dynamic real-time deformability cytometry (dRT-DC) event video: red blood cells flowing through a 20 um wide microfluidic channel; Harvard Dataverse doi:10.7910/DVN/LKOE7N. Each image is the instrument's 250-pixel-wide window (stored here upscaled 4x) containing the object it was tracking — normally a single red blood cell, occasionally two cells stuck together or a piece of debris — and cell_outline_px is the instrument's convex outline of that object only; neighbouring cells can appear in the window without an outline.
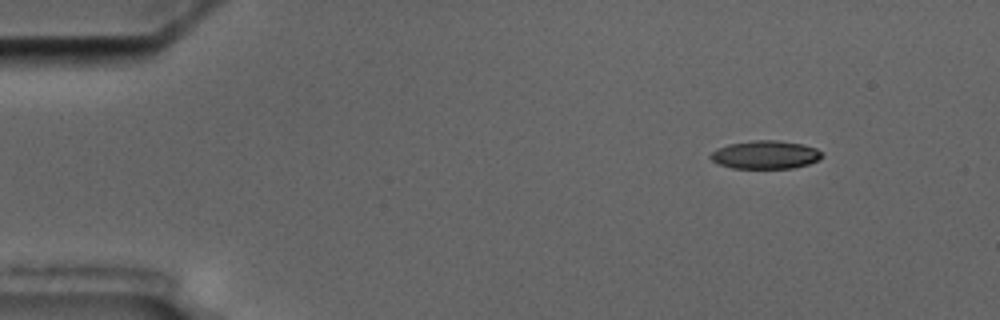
{"species": "common noctule bat (a hibernating species)", "species_latin": "Nyctalus noctula", "temperature_condition": "cold", "stored_images_in_passage": 4, "camera_frame_rate_fps": 3000, "um_per_image_px": 0.085, "animal": {"sex": "male", "body_mass_g": 17.5, "forearm_length_mm": 52.3}, "frame": {"image": 1, "passage_image": 1, "time_ms": 0.0, "image_size_px": [1000, 320], "cell_outline_px": [[820, 156], [816, 160], [808, 164], [792, 168], [732, 168], [720, 164], [712, 160], [708, 156], [716, 148], [728, 144], [752, 140], [776, 140], [804, 144], [816, 148], [820, 152]], "centroid_in_image_um": [65.01, 13.14], "position_along_channel_um": 20.0, "area_um2": 18.21}}
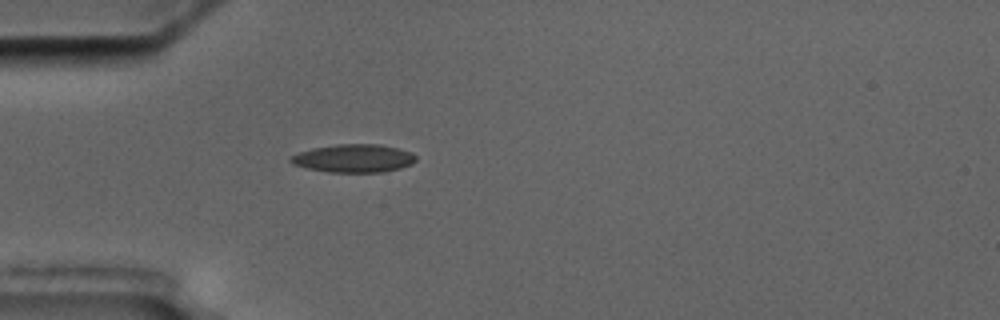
{"frame": {"image": 2, "passage_image": 4, "time_ms": 3.333, "image_size_px": [1000, 320], "cell_outline_px": [[416, 160], [412, 164], [400, 168], [384, 172], [328, 172], [308, 168], [292, 164], [288, 160], [288, 156], [312, 148], [336, 144], [380, 144], [412, 152], [416, 156]], "centroid_in_image_um": [30.05, 13.45], "position_along_channel_um": 54.9, "area_um2": 20.63}}